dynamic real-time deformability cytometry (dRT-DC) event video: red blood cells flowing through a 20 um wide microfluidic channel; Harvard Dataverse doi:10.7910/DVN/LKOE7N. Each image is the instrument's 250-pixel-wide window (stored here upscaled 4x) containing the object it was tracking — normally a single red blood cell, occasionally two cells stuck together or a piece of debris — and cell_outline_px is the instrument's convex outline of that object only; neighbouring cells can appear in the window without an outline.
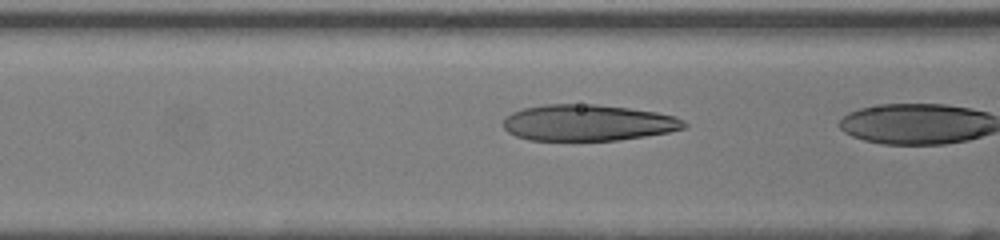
{"species": "human", "species_latin": "Homo sapiens", "temperature_condition": "room temperature", "stored_images_in_passage": 20, "camera_frame_rate_fps": 3000, "um_per_image_px": 0.085, "donor": {"sex": "female"}, "frame": {"image": 1, "passage_image": 19, "time_ms": 6.0, "image_size_px": [1000, 240], "cell_outline_px": [[688, 124], [684, 128], [668, 132], [620, 140], [528, 140], [516, 136], [508, 132], [504, 128], [504, 120], [512, 112], [524, 108], [544, 104], [596, 104], [628, 108], [656, 112], [676, 116], [684, 120]], "centroid_in_image_um": [49.99, 10.43], "position_along_channel_um": 116.6, "area_um2": 38.15}}